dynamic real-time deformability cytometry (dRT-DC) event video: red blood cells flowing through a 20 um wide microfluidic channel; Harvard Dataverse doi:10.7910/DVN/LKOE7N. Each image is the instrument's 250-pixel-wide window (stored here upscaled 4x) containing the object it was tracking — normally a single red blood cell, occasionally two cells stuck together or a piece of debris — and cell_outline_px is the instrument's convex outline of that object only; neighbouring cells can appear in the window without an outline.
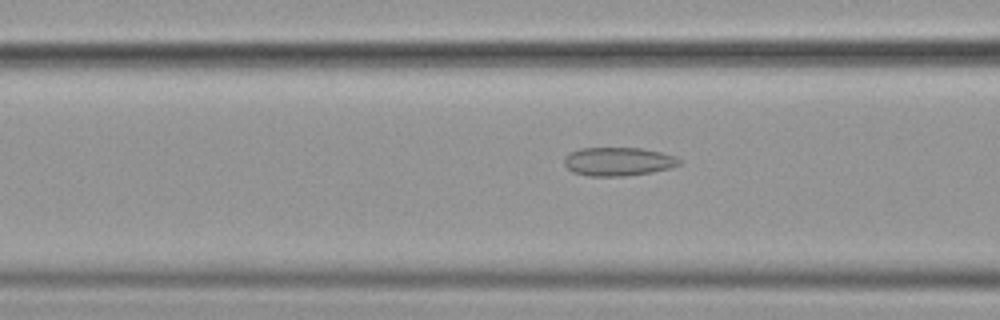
{"species": "common noctule bat (a hibernating species)", "species_latin": "Nyctalus noctula", "temperature_condition": "cold", "stored_images_in_passage": 38, "camera_frame_rate_fps": 3000, "um_per_image_px": 0.085, "animal": {"sex": "female", "body_mass_g": 19.9}, "frame": {"image": 1, "passage_image": 4, "time_ms": 1.0, "image_size_px": [1000, 320], "cell_outline_px": [[680, 164], [672, 168], [652, 172], [624, 176], [588, 176], [572, 172], [564, 164], [564, 156], [580, 148], [640, 148], [660, 152], [676, 156], [680, 160]], "centroid_in_image_um": [52.55, 13.73], "position_along_channel_um": 114.1, "area_um2": 19.19}}
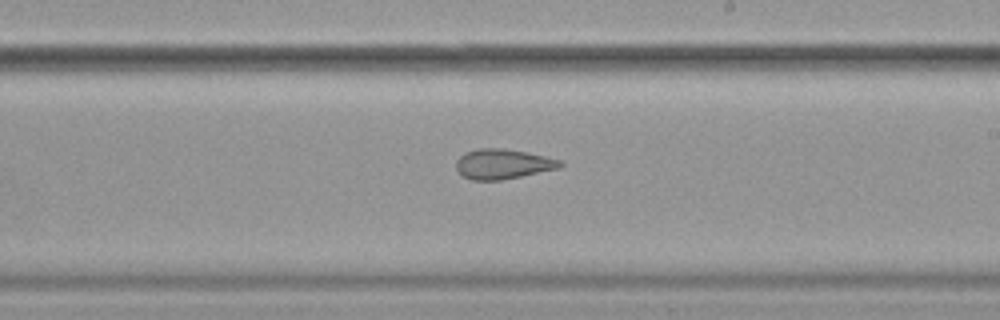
{"frame": {"image": 2, "passage_image": 15, "time_ms": 4.667, "image_size_px": [1000, 320], "cell_outline_px": [[564, 164], [560, 168], [500, 180], [472, 180], [464, 176], [456, 168], [456, 160], [464, 152], [480, 148], [500, 148], [528, 152], [560, 160]], "centroid_in_image_um": [42.74, 13.93], "position_along_channel_um": 246.3, "area_um2": 18.03}}
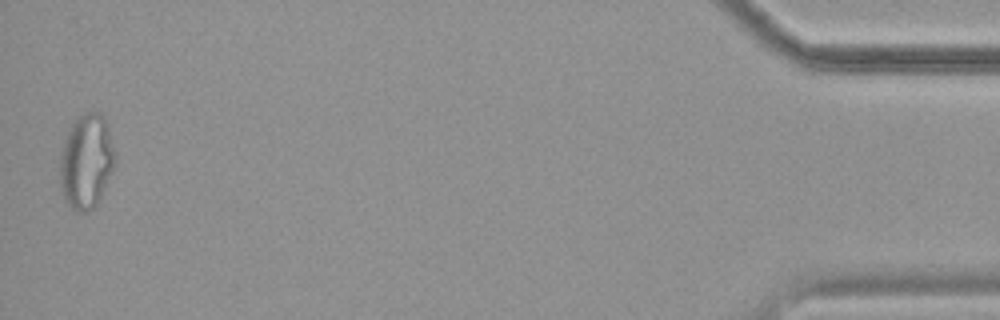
{"frame": {"image": 3, "passage_image": 37, "time_ms": 12.0, "image_size_px": [1000, 320], "cell_outline_px": [[116, 160], [100, 200], [92, 208], [84, 212], [76, 212], [68, 204], [64, 196], [60, 184], [60, 152], [68, 128], [84, 112], [100, 112], [104, 116], [108, 124], [116, 152]], "centroid_in_image_um": [7.36, 13.69], "position_along_channel_um": 427.8, "area_um2": 30.63}}